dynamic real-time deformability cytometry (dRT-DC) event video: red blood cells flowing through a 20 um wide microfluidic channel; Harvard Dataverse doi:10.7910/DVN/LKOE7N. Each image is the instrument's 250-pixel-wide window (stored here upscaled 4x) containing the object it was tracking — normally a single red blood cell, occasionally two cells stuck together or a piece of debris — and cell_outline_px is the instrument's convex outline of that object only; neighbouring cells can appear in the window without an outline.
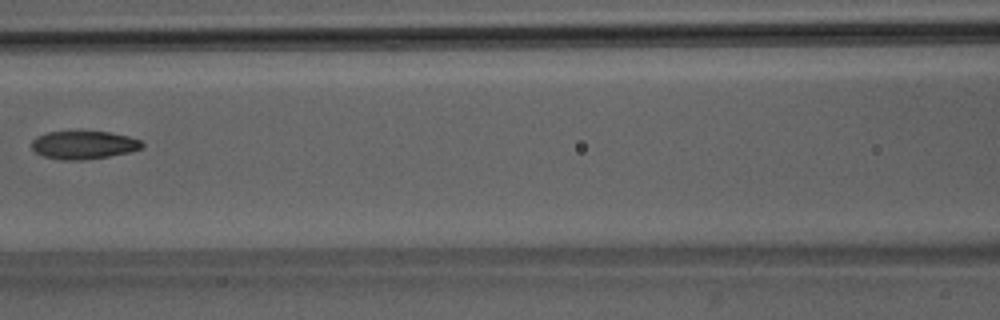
{"species": "Egyptian fruit bat (a non-hibernating species)", "species_latin": "Rousettus aegyptiacus", "temperature_condition": "room temperature", "stored_images_in_passage": 5, "camera_frame_rate_fps": 3000, "um_per_image_px": 0.085, "animal": {"sex": "male"}, "frame": {"image": 1, "passage_image": 3, "time_ms": 2.667, "image_size_px": [1000, 320], "cell_outline_px": [[144, 148], [128, 152], [108, 156], [84, 160], [60, 160], [44, 156], [36, 152], [32, 148], [32, 140], [36, 136], [48, 132], [80, 128], [108, 132], [128, 136], [140, 140], [144, 144]], "centroid_in_image_um": [7.09, 12.27], "position_along_channel_um": 159.5, "area_um2": 18.84}}